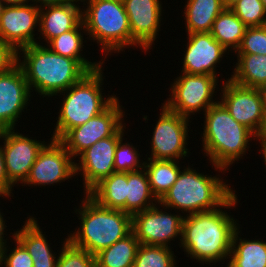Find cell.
I'll use <instances>...</instances> for the list:
<instances>
[{
    "label": "cell",
    "mask_w": 266,
    "mask_h": 267,
    "mask_svg": "<svg viewBox=\"0 0 266 267\" xmlns=\"http://www.w3.org/2000/svg\"><path fill=\"white\" fill-rule=\"evenodd\" d=\"M218 82V78L212 75L181 72L169 87L170 98L162 104L169 110L188 118L201 110L205 113L218 102L213 99L214 93H217L215 90L219 89Z\"/></svg>",
    "instance_id": "ba28073f"
},
{
    "label": "cell",
    "mask_w": 266,
    "mask_h": 267,
    "mask_svg": "<svg viewBox=\"0 0 266 267\" xmlns=\"http://www.w3.org/2000/svg\"><path fill=\"white\" fill-rule=\"evenodd\" d=\"M125 138H121L117 144L114 157L115 172L128 173L143 169L144 162L140 159L139 149L133 144L123 143Z\"/></svg>",
    "instance_id": "d6a6232c"
},
{
    "label": "cell",
    "mask_w": 266,
    "mask_h": 267,
    "mask_svg": "<svg viewBox=\"0 0 266 267\" xmlns=\"http://www.w3.org/2000/svg\"><path fill=\"white\" fill-rule=\"evenodd\" d=\"M31 95L25 74L18 63L9 71L0 73V131L16 128L22 111L30 104Z\"/></svg>",
    "instance_id": "e0dca14e"
},
{
    "label": "cell",
    "mask_w": 266,
    "mask_h": 267,
    "mask_svg": "<svg viewBox=\"0 0 266 267\" xmlns=\"http://www.w3.org/2000/svg\"><path fill=\"white\" fill-rule=\"evenodd\" d=\"M15 129H5L0 131V140L5 171L8 181L13 185L23 184L29 176L32 165L35 163L39 152L46 145L45 141L33 139L23 135Z\"/></svg>",
    "instance_id": "4fadbf2b"
},
{
    "label": "cell",
    "mask_w": 266,
    "mask_h": 267,
    "mask_svg": "<svg viewBox=\"0 0 266 267\" xmlns=\"http://www.w3.org/2000/svg\"><path fill=\"white\" fill-rule=\"evenodd\" d=\"M103 71L104 68L101 65L67 90L59 93L64 98L59 106L61 108L51 139L60 140L70 129L85 124L106 110L118 98L113 93L105 99V93H102L105 79Z\"/></svg>",
    "instance_id": "52a82bcc"
},
{
    "label": "cell",
    "mask_w": 266,
    "mask_h": 267,
    "mask_svg": "<svg viewBox=\"0 0 266 267\" xmlns=\"http://www.w3.org/2000/svg\"><path fill=\"white\" fill-rule=\"evenodd\" d=\"M182 71L186 74L217 76L216 67L225 57L226 50L210 33L187 34ZM218 63V64H217Z\"/></svg>",
    "instance_id": "ac0fdd59"
},
{
    "label": "cell",
    "mask_w": 266,
    "mask_h": 267,
    "mask_svg": "<svg viewBox=\"0 0 266 267\" xmlns=\"http://www.w3.org/2000/svg\"><path fill=\"white\" fill-rule=\"evenodd\" d=\"M139 245V240L131 232L96 254V267H133Z\"/></svg>",
    "instance_id": "f546056e"
},
{
    "label": "cell",
    "mask_w": 266,
    "mask_h": 267,
    "mask_svg": "<svg viewBox=\"0 0 266 267\" xmlns=\"http://www.w3.org/2000/svg\"><path fill=\"white\" fill-rule=\"evenodd\" d=\"M159 119L156 121L151 138V155L148 159L179 161L189 157L186 145L189 140L190 118L161 106ZM188 137V138H187Z\"/></svg>",
    "instance_id": "9c48e42d"
},
{
    "label": "cell",
    "mask_w": 266,
    "mask_h": 267,
    "mask_svg": "<svg viewBox=\"0 0 266 267\" xmlns=\"http://www.w3.org/2000/svg\"><path fill=\"white\" fill-rule=\"evenodd\" d=\"M246 28L230 8H225L213 22L210 34L228 52L235 53L241 45Z\"/></svg>",
    "instance_id": "83f0119b"
},
{
    "label": "cell",
    "mask_w": 266,
    "mask_h": 267,
    "mask_svg": "<svg viewBox=\"0 0 266 267\" xmlns=\"http://www.w3.org/2000/svg\"><path fill=\"white\" fill-rule=\"evenodd\" d=\"M119 97L102 113L70 129L59 141L75 159L101 139L111 137L123 124L125 112Z\"/></svg>",
    "instance_id": "7c38bea8"
},
{
    "label": "cell",
    "mask_w": 266,
    "mask_h": 267,
    "mask_svg": "<svg viewBox=\"0 0 266 267\" xmlns=\"http://www.w3.org/2000/svg\"><path fill=\"white\" fill-rule=\"evenodd\" d=\"M18 62V52L0 39V73L13 68Z\"/></svg>",
    "instance_id": "8d00e7d4"
},
{
    "label": "cell",
    "mask_w": 266,
    "mask_h": 267,
    "mask_svg": "<svg viewBox=\"0 0 266 267\" xmlns=\"http://www.w3.org/2000/svg\"><path fill=\"white\" fill-rule=\"evenodd\" d=\"M161 207L164 211L160 209ZM168 209L157 202L153 207L132 216V232L140 244L170 248V241H175L177 238L181 243L184 215L171 214V212H166Z\"/></svg>",
    "instance_id": "8fae6325"
},
{
    "label": "cell",
    "mask_w": 266,
    "mask_h": 267,
    "mask_svg": "<svg viewBox=\"0 0 266 267\" xmlns=\"http://www.w3.org/2000/svg\"><path fill=\"white\" fill-rule=\"evenodd\" d=\"M4 6H5V5H4L3 1L0 0V15H1L3 9H4Z\"/></svg>",
    "instance_id": "7dc6e473"
},
{
    "label": "cell",
    "mask_w": 266,
    "mask_h": 267,
    "mask_svg": "<svg viewBox=\"0 0 266 267\" xmlns=\"http://www.w3.org/2000/svg\"><path fill=\"white\" fill-rule=\"evenodd\" d=\"M202 135L203 153L214 166L215 172H227L230 166L249 151V142L258 138L237 122L218 100L204 113Z\"/></svg>",
    "instance_id": "3957f363"
},
{
    "label": "cell",
    "mask_w": 266,
    "mask_h": 267,
    "mask_svg": "<svg viewBox=\"0 0 266 267\" xmlns=\"http://www.w3.org/2000/svg\"><path fill=\"white\" fill-rule=\"evenodd\" d=\"M157 202V198L151 192L144 168L139 171L128 172L125 213L133 216L153 207Z\"/></svg>",
    "instance_id": "4316f807"
},
{
    "label": "cell",
    "mask_w": 266,
    "mask_h": 267,
    "mask_svg": "<svg viewBox=\"0 0 266 267\" xmlns=\"http://www.w3.org/2000/svg\"><path fill=\"white\" fill-rule=\"evenodd\" d=\"M82 21L86 37L100 46L102 55L107 58L111 53L125 51L140 45L132 38L129 18L125 11L123 0H81ZM92 37V38H91ZM130 46V47H129ZM106 53V54H105Z\"/></svg>",
    "instance_id": "8992f818"
},
{
    "label": "cell",
    "mask_w": 266,
    "mask_h": 267,
    "mask_svg": "<svg viewBox=\"0 0 266 267\" xmlns=\"http://www.w3.org/2000/svg\"><path fill=\"white\" fill-rule=\"evenodd\" d=\"M239 229L240 226L233 234L227 264L230 267H266V242L256 238L242 239Z\"/></svg>",
    "instance_id": "d4e9b609"
},
{
    "label": "cell",
    "mask_w": 266,
    "mask_h": 267,
    "mask_svg": "<svg viewBox=\"0 0 266 267\" xmlns=\"http://www.w3.org/2000/svg\"><path fill=\"white\" fill-rule=\"evenodd\" d=\"M236 66L230 79L235 83L252 88L266 85V55L234 53Z\"/></svg>",
    "instance_id": "484cf974"
},
{
    "label": "cell",
    "mask_w": 266,
    "mask_h": 267,
    "mask_svg": "<svg viewBox=\"0 0 266 267\" xmlns=\"http://www.w3.org/2000/svg\"><path fill=\"white\" fill-rule=\"evenodd\" d=\"M57 260L34 262L33 267H56Z\"/></svg>",
    "instance_id": "60d3db41"
},
{
    "label": "cell",
    "mask_w": 266,
    "mask_h": 267,
    "mask_svg": "<svg viewBox=\"0 0 266 267\" xmlns=\"http://www.w3.org/2000/svg\"><path fill=\"white\" fill-rule=\"evenodd\" d=\"M239 0H223V4L225 8H230L233 4L238 2Z\"/></svg>",
    "instance_id": "f6af8a7d"
},
{
    "label": "cell",
    "mask_w": 266,
    "mask_h": 267,
    "mask_svg": "<svg viewBox=\"0 0 266 267\" xmlns=\"http://www.w3.org/2000/svg\"><path fill=\"white\" fill-rule=\"evenodd\" d=\"M16 244L13 249L6 246L1 252V265L5 267H33V260L26 249L14 239ZM11 250H9V249ZM10 251L9 254L7 252ZM3 266V267H4Z\"/></svg>",
    "instance_id": "d590c367"
},
{
    "label": "cell",
    "mask_w": 266,
    "mask_h": 267,
    "mask_svg": "<svg viewBox=\"0 0 266 267\" xmlns=\"http://www.w3.org/2000/svg\"><path fill=\"white\" fill-rule=\"evenodd\" d=\"M223 81L220 102L237 122L259 139L266 126V113L260 90L239 85L229 77Z\"/></svg>",
    "instance_id": "30bf717a"
},
{
    "label": "cell",
    "mask_w": 266,
    "mask_h": 267,
    "mask_svg": "<svg viewBox=\"0 0 266 267\" xmlns=\"http://www.w3.org/2000/svg\"><path fill=\"white\" fill-rule=\"evenodd\" d=\"M40 8L34 4L4 6L0 15V39L17 52L38 44L35 29L39 32Z\"/></svg>",
    "instance_id": "2e32d148"
},
{
    "label": "cell",
    "mask_w": 266,
    "mask_h": 267,
    "mask_svg": "<svg viewBox=\"0 0 266 267\" xmlns=\"http://www.w3.org/2000/svg\"><path fill=\"white\" fill-rule=\"evenodd\" d=\"M260 147H261V150L259 151V153L261 154V155H263L262 157L264 158V165H265V167H266V144H260Z\"/></svg>",
    "instance_id": "ee69618b"
},
{
    "label": "cell",
    "mask_w": 266,
    "mask_h": 267,
    "mask_svg": "<svg viewBox=\"0 0 266 267\" xmlns=\"http://www.w3.org/2000/svg\"><path fill=\"white\" fill-rule=\"evenodd\" d=\"M42 44L39 42L18 51L17 63L31 92L35 90L43 98L57 96L89 73L78 60L54 53Z\"/></svg>",
    "instance_id": "7a4b0ae2"
},
{
    "label": "cell",
    "mask_w": 266,
    "mask_h": 267,
    "mask_svg": "<svg viewBox=\"0 0 266 267\" xmlns=\"http://www.w3.org/2000/svg\"><path fill=\"white\" fill-rule=\"evenodd\" d=\"M235 53L266 55V25L247 27L241 45Z\"/></svg>",
    "instance_id": "e575fe53"
},
{
    "label": "cell",
    "mask_w": 266,
    "mask_h": 267,
    "mask_svg": "<svg viewBox=\"0 0 266 267\" xmlns=\"http://www.w3.org/2000/svg\"><path fill=\"white\" fill-rule=\"evenodd\" d=\"M5 6H9V5H26L29 2H31V0H2Z\"/></svg>",
    "instance_id": "b9f144b4"
},
{
    "label": "cell",
    "mask_w": 266,
    "mask_h": 267,
    "mask_svg": "<svg viewBox=\"0 0 266 267\" xmlns=\"http://www.w3.org/2000/svg\"><path fill=\"white\" fill-rule=\"evenodd\" d=\"M83 33L86 34V30L82 21L75 29L64 32L60 36L51 39L45 45L54 53L67 58L78 60L89 72H91L103 65V63H105V60L102 59L98 62H91V60L89 61L84 57L85 54L83 55L81 53V51H83L84 49L83 36L85 34Z\"/></svg>",
    "instance_id": "cb8c5ba5"
},
{
    "label": "cell",
    "mask_w": 266,
    "mask_h": 267,
    "mask_svg": "<svg viewBox=\"0 0 266 267\" xmlns=\"http://www.w3.org/2000/svg\"><path fill=\"white\" fill-rule=\"evenodd\" d=\"M84 195L80 207L74 210L81 225L75 232L67 234V238L73 246L95 256L132 232V216L121 210L102 207Z\"/></svg>",
    "instance_id": "277c9868"
},
{
    "label": "cell",
    "mask_w": 266,
    "mask_h": 267,
    "mask_svg": "<svg viewBox=\"0 0 266 267\" xmlns=\"http://www.w3.org/2000/svg\"><path fill=\"white\" fill-rule=\"evenodd\" d=\"M261 1H262L263 5H264V7L266 9V0H261Z\"/></svg>",
    "instance_id": "c3c4849f"
},
{
    "label": "cell",
    "mask_w": 266,
    "mask_h": 267,
    "mask_svg": "<svg viewBox=\"0 0 266 267\" xmlns=\"http://www.w3.org/2000/svg\"><path fill=\"white\" fill-rule=\"evenodd\" d=\"M234 192L219 208L185 215L182 222V238L179 244L187 257L202 265L229 260L232 237L240 226L225 209L238 205ZM225 259V260H224Z\"/></svg>",
    "instance_id": "6da1fadb"
},
{
    "label": "cell",
    "mask_w": 266,
    "mask_h": 267,
    "mask_svg": "<svg viewBox=\"0 0 266 267\" xmlns=\"http://www.w3.org/2000/svg\"><path fill=\"white\" fill-rule=\"evenodd\" d=\"M49 140V143L39 152L22 186H51V184H60L76 175V160L59 140L51 138Z\"/></svg>",
    "instance_id": "5bb4252c"
},
{
    "label": "cell",
    "mask_w": 266,
    "mask_h": 267,
    "mask_svg": "<svg viewBox=\"0 0 266 267\" xmlns=\"http://www.w3.org/2000/svg\"><path fill=\"white\" fill-rule=\"evenodd\" d=\"M3 212H1V209H0V252H2V250L7 246V241L6 240H9V239H4L6 236H4V230H6V225H5V220L3 217Z\"/></svg>",
    "instance_id": "ab89813d"
},
{
    "label": "cell",
    "mask_w": 266,
    "mask_h": 267,
    "mask_svg": "<svg viewBox=\"0 0 266 267\" xmlns=\"http://www.w3.org/2000/svg\"><path fill=\"white\" fill-rule=\"evenodd\" d=\"M174 256L169 247L140 244L133 267H177Z\"/></svg>",
    "instance_id": "4dcf8cb0"
},
{
    "label": "cell",
    "mask_w": 266,
    "mask_h": 267,
    "mask_svg": "<svg viewBox=\"0 0 266 267\" xmlns=\"http://www.w3.org/2000/svg\"><path fill=\"white\" fill-rule=\"evenodd\" d=\"M31 1H32L31 3H33L35 6L42 8L49 5H61L68 2H73L74 0H31Z\"/></svg>",
    "instance_id": "f35d334b"
},
{
    "label": "cell",
    "mask_w": 266,
    "mask_h": 267,
    "mask_svg": "<svg viewBox=\"0 0 266 267\" xmlns=\"http://www.w3.org/2000/svg\"><path fill=\"white\" fill-rule=\"evenodd\" d=\"M129 18L132 38L145 53L152 49L158 38L162 21L161 0H123Z\"/></svg>",
    "instance_id": "d6986e66"
},
{
    "label": "cell",
    "mask_w": 266,
    "mask_h": 267,
    "mask_svg": "<svg viewBox=\"0 0 266 267\" xmlns=\"http://www.w3.org/2000/svg\"><path fill=\"white\" fill-rule=\"evenodd\" d=\"M257 141H259L260 144H266V126H265V129H264L262 135L260 136V138Z\"/></svg>",
    "instance_id": "bcb514c9"
},
{
    "label": "cell",
    "mask_w": 266,
    "mask_h": 267,
    "mask_svg": "<svg viewBox=\"0 0 266 267\" xmlns=\"http://www.w3.org/2000/svg\"><path fill=\"white\" fill-rule=\"evenodd\" d=\"M62 243L56 267H96L94 255L73 246L68 238Z\"/></svg>",
    "instance_id": "836d02e7"
},
{
    "label": "cell",
    "mask_w": 266,
    "mask_h": 267,
    "mask_svg": "<svg viewBox=\"0 0 266 267\" xmlns=\"http://www.w3.org/2000/svg\"><path fill=\"white\" fill-rule=\"evenodd\" d=\"M33 216L27 217L22 229L12 233V238L17 240L31 255L33 262L57 260L59 255L53 252L50 244L43 234L38 220ZM53 252V253H52Z\"/></svg>",
    "instance_id": "603a6c76"
},
{
    "label": "cell",
    "mask_w": 266,
    "mask_h": 267,
    "mask_svg": "<svg viewBox=\"0 0 266 267\" xmlns=\"http://www.w3.org/2000/svg\"><path fill=\"white\" fill-rule=\"evenodd\" d=\"M184 20L187 34L210 33L213 22L225 9L223 0H187Z\"/></svg>",
    "instance_id": "44dd1931"
},
{
    "label": "cell",
    "mask_w": 266,
    "mask_h": 267,
    "mask_svg": "<svg viewBox=\"0 0 266 267\" xmlns=\"http://www.w3.org/2000/svg\"><path fill=\"white\" fill-rule=\"evenodd\" d=\"M230 9L247 27L266 25V9L261 0H239Z\"/></svg>",
    "instance_id": "1f68e13d"
},
{
    "label": "cell",
    "mask_w": 266,
    "mask_h": 267,
    "mask_svg": "<svg viewBox=\"0 0 266 267\" xmlns=\"http://www.w3.org/2000/svg\"><path fill=\"white\" fill-rule=\"evenodd\" d=\"M177 180L158 201L161 205L186 215L219 208L234 192L219 175H204L193 167L183 166ZM179 210V211H178Z\"/></svg>",
    "instance_id": "5b68a950"
},
{
    "label": "cell",
    "mask_w": 266,
    "mask_h": 267,
    "mask_svg": "<svg viewBox=\"0 0 266 267\" xmlns=\"http://www.w3.org/2000/svg\"><path fill=\"white\" fill-rule=\"evenodd\" d=\"M87 195L100 206L125 213L127 173L114 172L96 184Z\"/></svg>",
    "instance_id": "7402d4cb"
},
{
    "label": "cell",
    "mask_w": 266,
    "mask_h": 267,
    "mask_svg": "<svg viewBox=\"0 0 266 267\" xmlns=\"http://www.w3.org/2000/svg\"><path fill=\"white\" fill-rule=\"evenodd\" d=\"M13 185L8 181L6 171H5V163H4V155L2 151V147L0 145V197L9 198L12 195Z\"/></svg>",
    "instance_id": "74e56055"
},
{
    "label": "cell",
    "mask_w": 266,
    "mask_h": 267,
    "mask_svg": "<svg viewBox=\"0 0 266 267\" xmlns=\"http://www.w3.org/2000/svg\"><path fill=\"white\" fill-rule=\"evenodd\" d=\"M150 189L159 201L177 180L182 169L179 161L147 159L144 162Z\"/></svg>",
    "instance_id": "f1b7e54d"
},
{
    "label": "cell",
    "mask_w": 266,
    "mask_h": 267,
    "mask_svg": "<svg viewBox=\"0 0 266 267\" xmlns=\"http://www.w3.org/2000/svg\"><path fill=\"white\" fill-rule=\"evenodd\" d=\"M125 128L123 124L111 137L99 140L78 156L75 172L83 177L84 194L115 172V150L119 140L124 137Z\"/></svg>",
    "instance_id": "9a60e30c"
},
{
    "label": "cell",
    "mask_w": 266,
    "mask_h": 267,
    "mask_svg": "<svg viewBox=\"0 0 266 267\" xmlns=\"http://www.w3.org/2000/svg\"><path fill=\"white\" fill-rule=\"evenodd\" d=\"M0 266L2 267V265H1V252H0Z\"/></svg>",
    "instance_id": "681fc988"
},
{
    "label": "cell",
    "mask_w": 266,
    "mask_h": 267,
    "mask_svg": "<svg viewBox=\"0 0 266 267\" xmlns=\"http://www.w3.org/2000/svg\"><path fill=\"white\" fill-rule=\"evenodd\" d=\"M259 90H260L261 95H262L263 107H264V111L266 113V85L260 87Z\"/></svg>",
    "instance_id": "7bdbcfd3"
},
{
    "label": "cell",
    "mask_w": 266,
    "mask_h": 267,
    "mask_svg": "<svg viewBox=\"0 0 266 267\" xmlns=\"http://www.w3.org/2000/svg\"><path fill=\"white\" fill-rule=\"evenodd\" d=\"M79 1L81 0L40 8L38 40L41 38L47 44L64 32L75 29L82 22V9L77 4Z\"/></svg>",
    "instance_id": "ffe728a7"
}]
</instances>
